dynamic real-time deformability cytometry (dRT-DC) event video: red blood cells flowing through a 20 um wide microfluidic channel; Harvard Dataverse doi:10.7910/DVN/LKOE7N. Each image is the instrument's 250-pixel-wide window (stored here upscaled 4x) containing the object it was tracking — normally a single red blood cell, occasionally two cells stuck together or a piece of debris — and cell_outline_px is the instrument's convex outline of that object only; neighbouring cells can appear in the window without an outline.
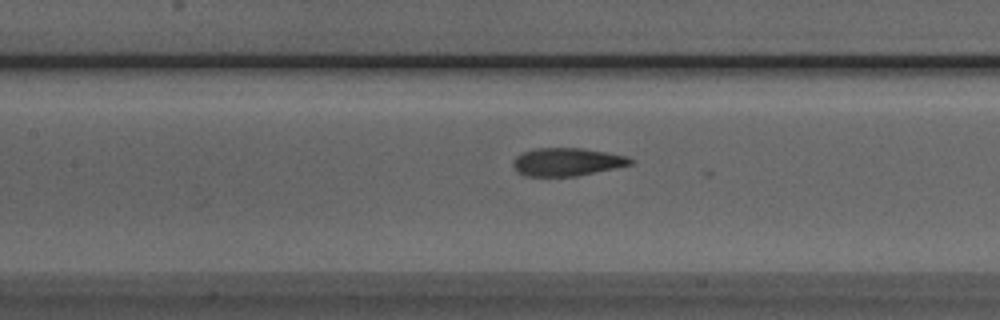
{"species": "Egyptian fruit bat (a non-hibernating species)", "species_latin": "Rousettus aegyptiacus", "temperature_condition": "room temperature", "stored_images_in_passage": 35, "camera_frame_rate_fps": 3000, "um_per_image_px": 0.085, "animal": {"sex": "male"}, "frame": {"image": 1, "passage_image": 23, "time_ms": 7.333, "image_size_px": [1000, 320], "cell_outline_px": [[636, 160], [632, 164], [616, 168], [576, 176], [524, 176], [516, 172], [512, 164], [512, 160], [520, 152], [536, 148], [580, 148], [628, 156]], "centroid_in_image_um": [48.16, 13.76], "position_along_channel_um": 159.2, "area_um2": 19.36}}
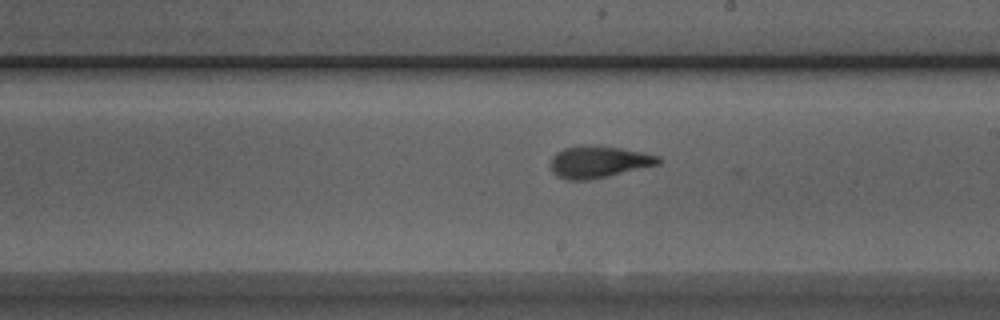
{"frame": {"image": 2, "passage_image": 29, "time_ms": 9.333, "image_size_px": [1000, 320], "cell_outline_px": [[660, 164], [608, 176], [588, 180], [568, 180], [556, 176], [552, 172], [552, 156], [556, 152], [564, 148], [580, 144], [588, 144], [620, 148], [660, 156]], "centroid_in_image_um": [50.85, 13.75], "position_along_channel_um": 238.1, "area_um2": 20.06}}
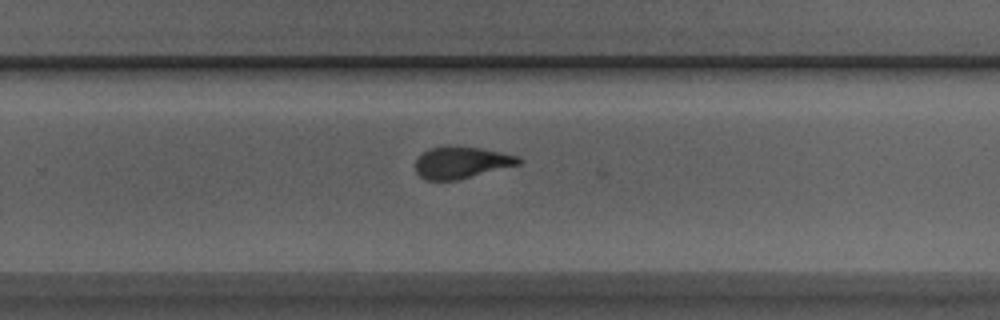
{"frame": {"image": 3, "passage_image": 33, "time_ms": 10.667, "image_size_px": [1000, 320], "cell_outline_px": [[524, 160], [520, 164], [456, 180], [424, 180], [416, 172], [416, 160], [428, 148], [480, 148], [520, 156]], "centroid_in_image_um": [39.25, 13.84], "position_along_channel_um": 290.5, "area_um2": 18.55}}